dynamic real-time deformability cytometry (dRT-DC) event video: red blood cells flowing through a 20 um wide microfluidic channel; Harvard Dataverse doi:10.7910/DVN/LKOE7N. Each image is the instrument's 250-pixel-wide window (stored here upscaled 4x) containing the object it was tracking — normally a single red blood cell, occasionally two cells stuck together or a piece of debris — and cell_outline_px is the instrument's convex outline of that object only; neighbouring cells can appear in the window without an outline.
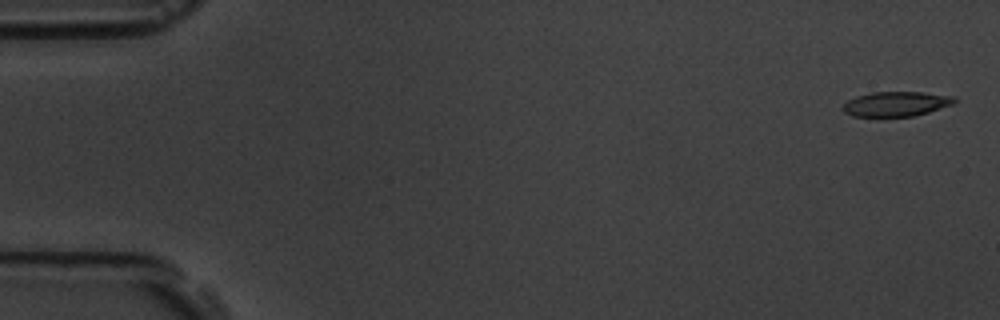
{"species": "common noctule bat (a hibernating species)", "species_latin": "Nyctalus noctula", "temperature_condition": "room temperature", "stored_images_in_passage": 4, "camera_frame_rate_fps": 3000, "um_per_image_px": 0.085, "animal": {"sex": "male", "body_mass_g": 19.5, "forearm_length_mm": 54.6}, "frame": {"image": 1, "passage_image": 1, "time_ms": 0.0, "image_size_px": [1000, 320], "cell_outline_px": [[956, 104], [928, 112], [912, 116], [852, 116], [844, 112], [840, 108], [848, 100], [856, 96], [872, 92], [924, 92], [952, 96], [956, 100]], "centroid_in_image_um": [76.17, 8.83], "position_along_channel_um": 8.8, "area_um2": 16.13}}